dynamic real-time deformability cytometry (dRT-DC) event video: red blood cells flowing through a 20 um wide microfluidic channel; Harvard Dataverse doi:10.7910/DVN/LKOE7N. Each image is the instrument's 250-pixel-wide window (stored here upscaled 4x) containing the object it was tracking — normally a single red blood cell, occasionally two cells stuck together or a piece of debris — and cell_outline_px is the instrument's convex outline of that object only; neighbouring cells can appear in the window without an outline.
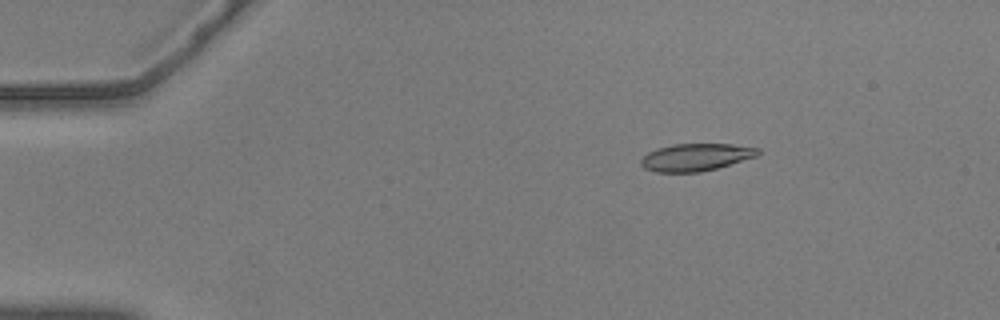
{"species": "common noctule bat (a hibernating species)", "species_latin": "Nyctalus noctula", "temperature_condition": "warm", "stored_images_in_passage": 57, "camera_frame_rate_fps": 3000, "um_per_image_px": 0.085, "animal": {"sex": "male", "body_mass_g": 20.5, "forearm_length_mm": 52.5}, "frame": {"image": 1, "passage_image": 10, "time_ms": 3.0, "image_size_px": [1000, 320], "cell_outline_px": [[760, 152], [756, 156], [716, 168], [700, 172], [656, 172], [644, 168], [640, 164], [640, 160], [648, 152], [656, 148], [672, 144], [732, 144], [760, 148]], "centroid_in_image_um": [59.11, 13.35], "position_along_channel_um": 25.9, "area_um2": 18.61}}
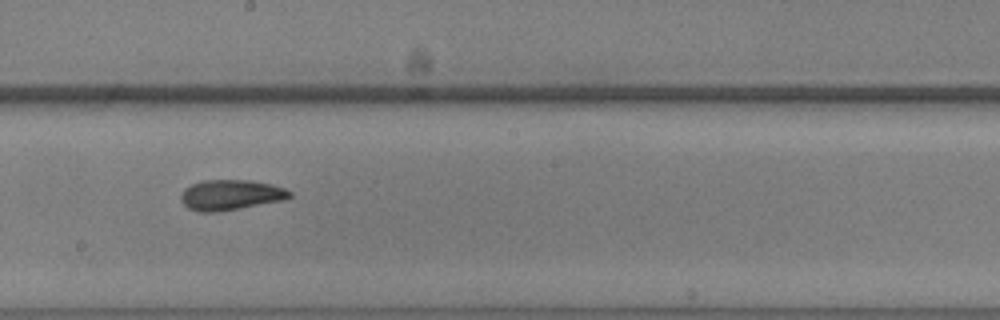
{"frame": {"image": 2, "passage_image": 33, "time_ms": 10.667, "image_size_px": [1000, 320], "cell_outline_px": [[292, 196], [284, 200], [240, 208], [216, 212], [200, 212], [188, 208], [180, 200], [180, 196], [184, 188], [200, 180], [248, 180], [272, 184], [284, 188], [292, 192]], "centroid_in_image_um": [19.59, 16.56], "position_along_channel_um": 228.6, "area_um2": 19.31}}
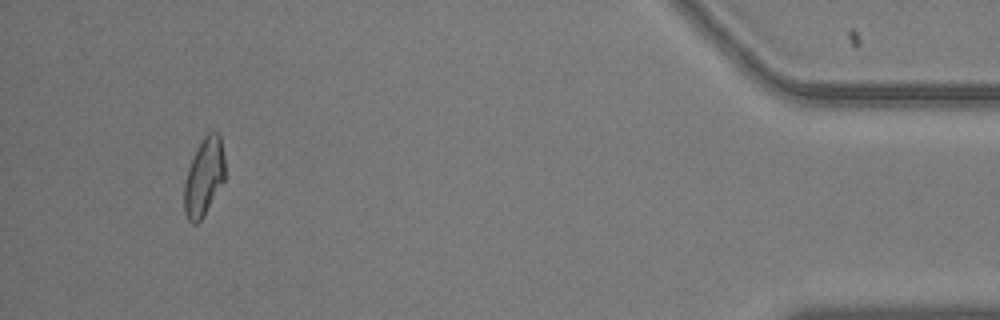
{"frame": {"image": 3, "passage_image": 54, "time_ms": 17.667, "image_size_px": [1000, 320], "cell_outline_px": [[224, 180], [200, 220], [196, 224], [192, 224], [188, 220], [184, 212], [184, 184], [188, 168], [204, 136], [208, 132], [216, 128], [220, 132], [224, 156]], "centroid_in_image_um": [17.34, 15.0], "position_along_channel_um": 417.9, "area_um2": 18.26}, "authors_computed_cell_mechanics": {"area_um2": 18.9584, "velocity_mm_per_s": 3.6407, "shape_relaxation_time_tau1_ms": 4.6359, "shape_relaxation_time_tau2_ms": 3.5365, "deformation_change_tau1": 0.1558, "deformation_change_tau2": 0.1095}}